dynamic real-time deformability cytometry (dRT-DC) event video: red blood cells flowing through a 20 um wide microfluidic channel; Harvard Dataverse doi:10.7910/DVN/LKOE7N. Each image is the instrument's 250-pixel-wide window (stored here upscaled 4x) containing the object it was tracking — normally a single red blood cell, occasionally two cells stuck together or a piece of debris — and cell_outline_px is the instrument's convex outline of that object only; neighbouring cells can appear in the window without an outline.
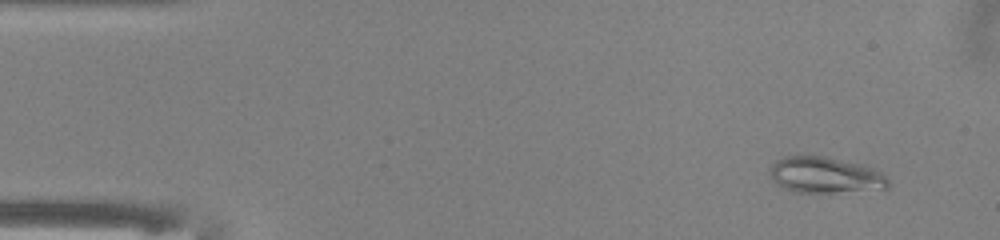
{"species": "common noctule bat (a hibernating species)", "species_latin": "Nyctalus noctula", "temperature_condition": "warm", "stored_images_in_passage": 50, "camera_frame_rate_fps": 3000, "um_per_image_px": 0.085, "animal": {"sex": "male", "body_mass_g": 13.0, "forearm_length_mm": 53.1}, "frame": {"image": 1, "passage_image": 4, "time_ms": 1.0, "image_size_px": [1000, 240], "cell_outline_px": [[892, 184], [888, 188], [832, 192], [796, 192], [784, 188], [776, 184], [772, 180], [768, 172], [768, 168], [776, 160], [784, 156], [824, 156], [860, 164], [876, 168]], "centroid_in_image_um": [70.1, 14.87], "position_along_channel_um": 14.9, "area_um2": 24.91}}
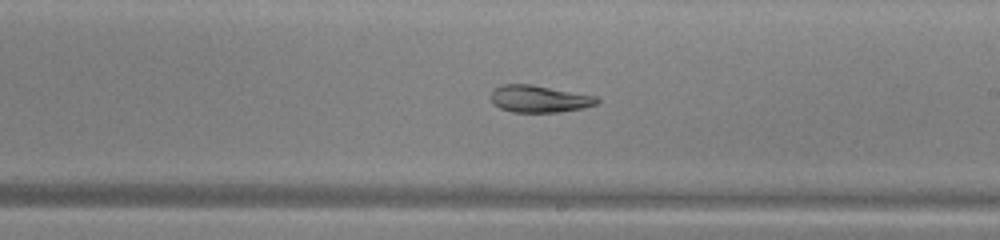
{"frame": {"image": 2, "passage_image": 29, "time_ms": 9.333, "image_size_px": [1000, 240], "cell_outline_px": [[600, 100], [596, 104], [584, 108], [560, 112], [512, 112], [500, 108], [492, 100], [492, 88], [500, 84], [532, 84], [596, 96]], "centroid_in_image_um": [45.84, 8.39], "position_along_channel_um": 243.2, "area_um2": 16.76}}
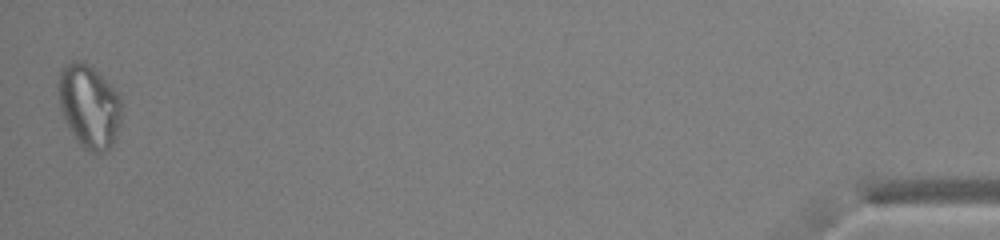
{"frame": {"image": 3, "passage_image": 50, "time_ms": 16.333, "image_size_px": [1000, 240], "cell_outline_px": [[120, 124], [112, 144], [108, 148], [100, 152], [88, 152], [76, 140], [68, 128], [64, 120], [60, 108], [60, 68], [64, 64], [72, 60], [84, 60], [120, 96]], "centroid_in_image_um": [7.55, 9.03], "position_along_channel_um": 427.6, "area_um2": 30.11}, "authors_computed_cell_mechanics": {"area_um2": 22.3975, "velocity_mm_per_s": 4.0354, "shape_relaxation_time_tau1_ms": null, "shape_relaxation_time_tau2_ms": 9.0725, "deformation_change_tau1": null, "deformation_change_tau2": 0.1077}}